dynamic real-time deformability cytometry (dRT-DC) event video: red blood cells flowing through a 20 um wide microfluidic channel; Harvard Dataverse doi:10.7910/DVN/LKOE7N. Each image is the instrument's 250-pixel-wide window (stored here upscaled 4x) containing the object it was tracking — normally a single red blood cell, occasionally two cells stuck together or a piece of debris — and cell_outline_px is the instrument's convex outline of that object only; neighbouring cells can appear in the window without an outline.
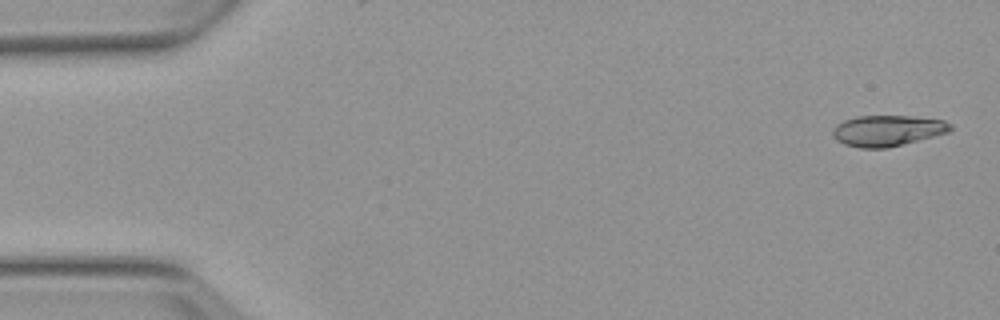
{"species": "Egyptian fruit bat (a non-hibernating species)", "species_latin": "Rousettus aegyptiacus", "temperature_condition": "warm", "stored_images_in_passage": 5, "camera_frame_rate_fps": 3000, "um_per_image_px": 0.085, "animal": {"sex": "female"}, "frame": {"image": 1, "passage_image": 1, "time_ms": 0.0, "image_size_px": [1000, 320], "cell_outline_px": [[952, 128], [948, 132], [888, 148], [860, 148], [844, 144], [836, 140], [832, 136], [832, 132], [836, 124], [844, 120], [856, 116], [908, 116], [944, 120], [952, 124]], "centroid_in_image_um": [75.4, 11.1], "position_along_channel_um": 9.6, "area_um2": 21.15}}